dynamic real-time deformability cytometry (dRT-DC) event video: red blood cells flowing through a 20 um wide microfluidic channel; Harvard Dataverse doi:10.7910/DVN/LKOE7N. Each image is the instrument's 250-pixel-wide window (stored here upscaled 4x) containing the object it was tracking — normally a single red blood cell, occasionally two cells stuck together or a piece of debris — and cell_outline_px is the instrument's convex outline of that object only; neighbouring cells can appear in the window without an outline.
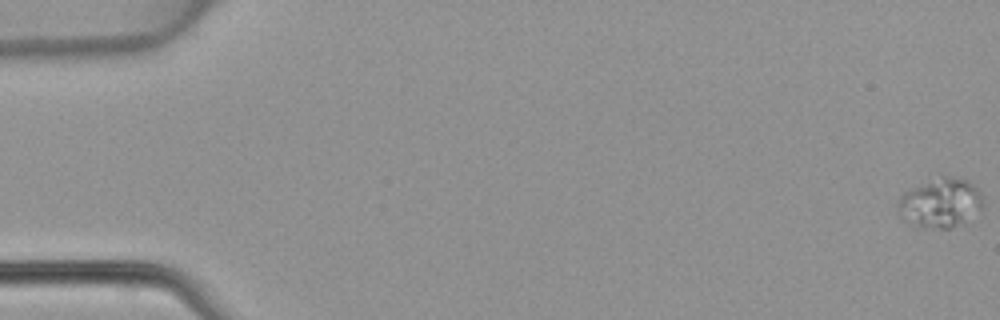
{"species": "common noctule bat (a hibernating species)", "species_latin": "Nyctalus noctula", "temperature_condition": "warm", "stored_images_in_passage": 49, "camera_frame_rate_fps": 3000, "um_per_image_px": 0.085, "animal": {"sex": "female", "body_mass_g": 22.7, "forearm_length_mm": 54.2}, "frame": {"image": 1, "passage_image": 1, "time_ms": 0.0, "image_size_px": [1000, 320], "cell_outline_px": [[984, 204], [980, 208], [956, 224], [948, 228], [912, 228], [896, 212], [896, 204], [900, 196], [908, 188], [940, 172], [968, 180], [976, 188]], "centroid_in_image_um": [79.78, 17.18], "position_along_channel_um": 5.2, "area_um2": 25.14}}
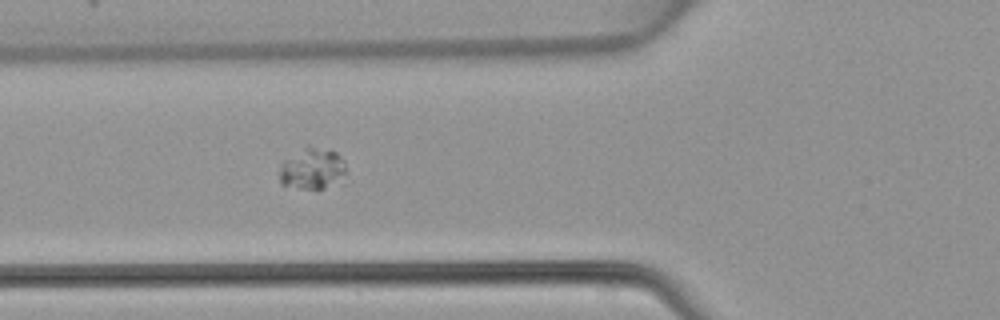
{"frame": {"image": 2, "passage_image": 19, "time_ms": 6.0, "image_size_px": [1000, 320], "cell_outline_px": [[348, 172], [344, 184], [324, 188], [300, 188], [280, 184], [280, 164], [284, 160], [308, 144], [336, 152], [344, 160]], "centroid_in_image_um": [26.64, 14.35], "position_along_channel_um": 99.2, "area_um2": 16.7}}
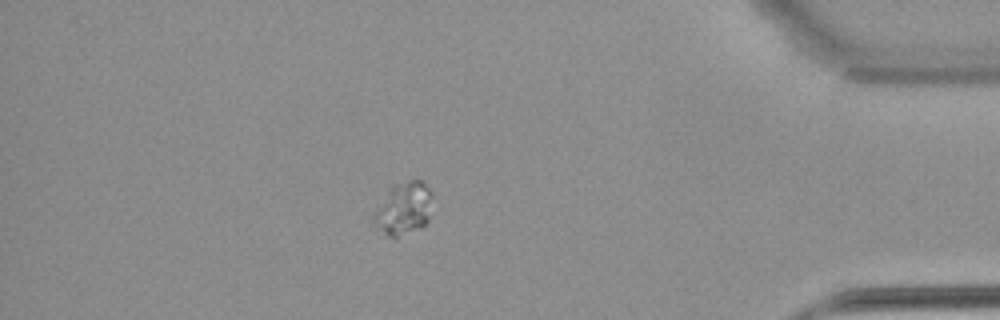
{"frame": {"image": 3, "passage_image": 43, "time_ms": 14.0, "image_size_px": [1000, 320], "cell_outline_px": [[432, 196], [428, 220], [420, 228], [396, 236], [388, 236], [372, 224], [372, 212], [388, 188], [396, 184], [408, 180], [424, 180], [432, 192]], "centroid_in_image_um": [34.27, 17.68], "position_along_channel_um": 400.9, "area_um2": 18.21}}